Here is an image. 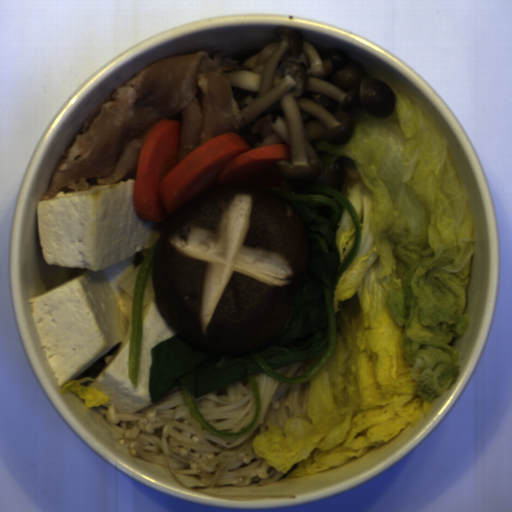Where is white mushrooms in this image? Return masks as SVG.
<instances>
[{
	"instance_id": "1",
	"label": "white mushrooms",
	"mask_w": 512,
	"mask_h": 512,
	"mask_svg": "<svg viewBox=\"0 0 512 512\" xmlns=\"http://www.w3.org/2000/svg\"><path fill=\"white\" fill-rule=\"evenodd\" d=\"M224 74L241 111L242 138L253 149L290 147L291 160L252 177L273 191L320 186L350 195L360 179L354 161L346 156L325 164L316 144L349 142L356 111L384 120L395 112L397 96L387 82L367 77L363 64L340 48L322 53L294 28H279Z\"/></svg>"
}]
</instances>
